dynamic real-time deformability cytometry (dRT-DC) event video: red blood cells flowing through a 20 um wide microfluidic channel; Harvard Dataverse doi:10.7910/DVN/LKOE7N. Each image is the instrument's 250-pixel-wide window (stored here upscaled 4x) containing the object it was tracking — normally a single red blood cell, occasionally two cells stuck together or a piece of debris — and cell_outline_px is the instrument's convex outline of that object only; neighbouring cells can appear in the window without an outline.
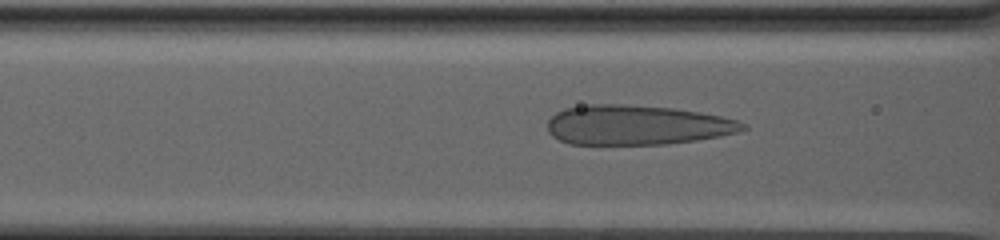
{"species": "human", "species_latin": "Homo sapiens", "temperature_condition": "warm", "stored_images_in_passage": 69, "camera_frame_rate_fps": 3000, "um_per_image_px": 0.085, "donor": {"sex": "male"}, "frame": {"image": 1, "passage_image": 31, "time_ms": 10.0, "image_size_px": [1000, 240], "cell_outline_px": [[748, 128], [736, 132], [720, 136], [696, 140], [668, 144], [568, 144], [552, 136], [548, 132], [548, 120], [556, 112], [564, 108], [588, 104], [620, 104], [672, 108], [700, 112], [720, 116], [736, 120], [748, 124]], "centroid_in_image_um": [54.12, 10.63], "position_along_channel_um": 112.5, "area_um2": 45.26}}
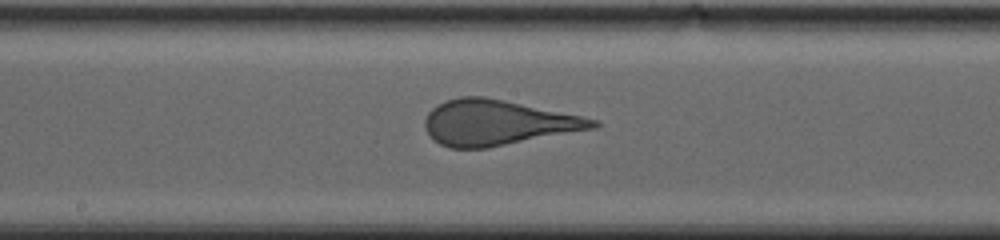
{"frame": {"image": 2, "passage_image": 42, "time_ms": 13.667, "image_size_px": [1000, 240], "cell_outline_px": [[600, 124], [596, 128], [488, 148], [448, 148], [440, 144], [424, 128], [424, 120], [428, 112], [436, 104], [460, 96], [484, 96], [504, 100], [600, 120]], "centroid_in_image_um": [42.27, 10.43], "position_along_channel_um": 205.9, "area_um2": 44.22}}
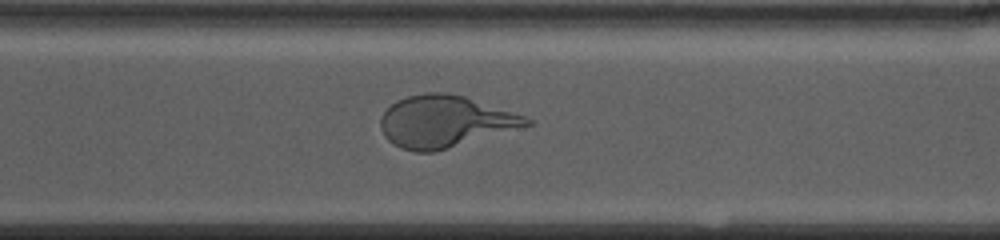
{"frame": {"image": 3, "passage_image": 57, "time_ms": 18.667, "image_size_px": [1000, 240], "cell_outline_px": [[536, 124], [436, 152], [416, 152], [400, 148], [392, 144], [384, 136], [380, 128], [380, 116], [396, 100], [408, 96], [424, 92], [448, 92], [464, 96], [524, 116], [532, 120]], "centroid_in_image_um": [37.81, 10.34], "position_along_channel_um": 332.8, "area_um2": 44.39}}